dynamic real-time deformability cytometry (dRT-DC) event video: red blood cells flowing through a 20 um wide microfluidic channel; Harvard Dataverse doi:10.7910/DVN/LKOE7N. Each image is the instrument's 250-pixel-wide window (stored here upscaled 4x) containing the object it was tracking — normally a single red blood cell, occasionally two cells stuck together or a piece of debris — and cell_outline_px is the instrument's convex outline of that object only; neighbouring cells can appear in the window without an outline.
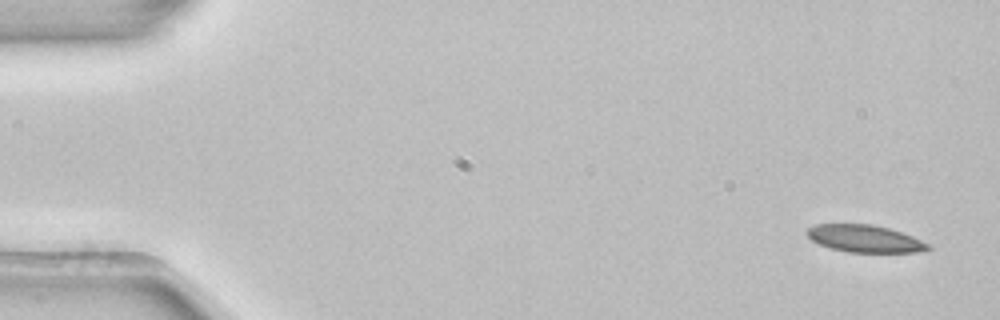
{"species": "common noctule bat (a hibernating species)", "species_latin": "Nyctalus noctula", "temperature_condition": "room temperature", "stored_images_in_passage": 4, "camera_frame_rate_fps": 3000, "um_per_image_px": 0.085, "animal": {"sex": "female", "body_mass_g": 22.7, "forearm_length_mm": 54.2}, "frame": {"image": 1, "passage_image": 1, "time_ms": 0.0, "image_size_px": [1000, 320], "cell_outline_px": [[932, 248], [916, 252], [848, 252], [832, 248], [820, 244], [812, 240], [804, 232], [808, 228], [816, 224], [872, 224], [888, 228], [912, 236], [928, 244]], "centroid_in_image_um": [73.47, 20.28], "position_along_channel_um": 11.5, "area_um2": 19.02}}
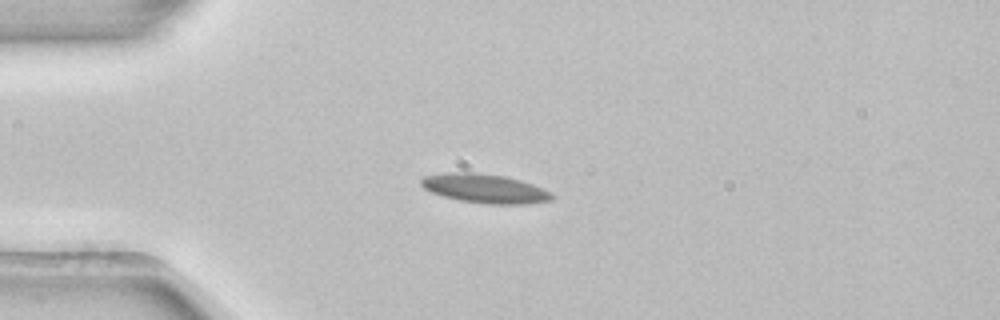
{"frame": {"image": 2, "passage_image": 4, "time_ms": 1.0, "image_size_px": [1000, 320], "cell_outline_px": [[556, 196], [552, 200], [528, 204], [488, 204], [460, 200], [444, 196], [432, 192], [424, 188], [420, 184], [420, 180], [424, 176], [444, 172], [472, 172], [504, 176], [520, 180], [532, 184], [552, 192]], "centroid_in_image_um": [41.23, 16.02], "position_along_channel_um": 43.8, "area_um2": 22.2}}